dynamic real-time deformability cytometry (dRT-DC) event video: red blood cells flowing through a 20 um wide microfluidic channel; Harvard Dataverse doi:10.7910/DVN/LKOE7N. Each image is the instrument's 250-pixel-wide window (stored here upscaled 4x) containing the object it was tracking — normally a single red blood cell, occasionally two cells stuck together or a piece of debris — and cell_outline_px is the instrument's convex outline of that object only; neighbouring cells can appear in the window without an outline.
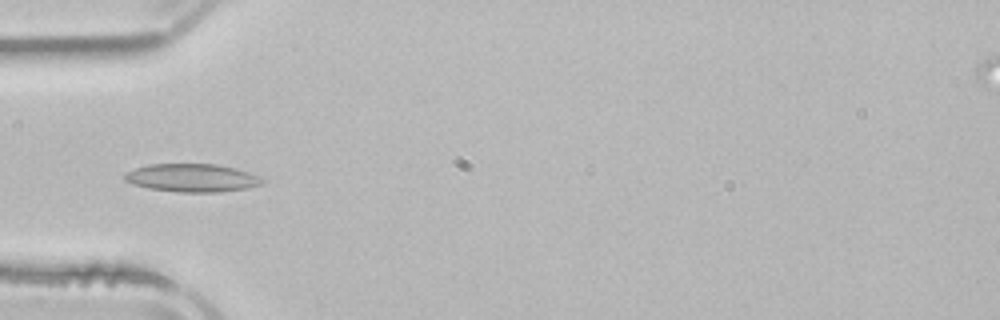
{"species": "common noctule bat (a hibernating species)", "species_latin": "Nyctalus noctula", "temperature_condition": "room temperature", "stored_images_in_passage": 5, "camera_frame_rate_fps": 3000, "um_per_image_px": 0.085, "animal": {"sex": "male", "body_mass_g": 21.5, "forearm_length_mm": 52.0}, "frame": {"image": 1, "passage_image": 5, "time_ms": 4.667, "image_size_px": [1000, 320], "cell_outline_px": [[264, 184], [248, 188], [220, 192], [176, 192], [148, 188], [132, 184], [124, 180], [124, 176], [128, 172], [136, 168], [148, 164], [216, 164], [236, 168], [248, 172], [264, 180]], "centroid_in_image_um": [16.33, 15.12], "position_along_channel_um": 68.7, "area_um2": 22.54}}